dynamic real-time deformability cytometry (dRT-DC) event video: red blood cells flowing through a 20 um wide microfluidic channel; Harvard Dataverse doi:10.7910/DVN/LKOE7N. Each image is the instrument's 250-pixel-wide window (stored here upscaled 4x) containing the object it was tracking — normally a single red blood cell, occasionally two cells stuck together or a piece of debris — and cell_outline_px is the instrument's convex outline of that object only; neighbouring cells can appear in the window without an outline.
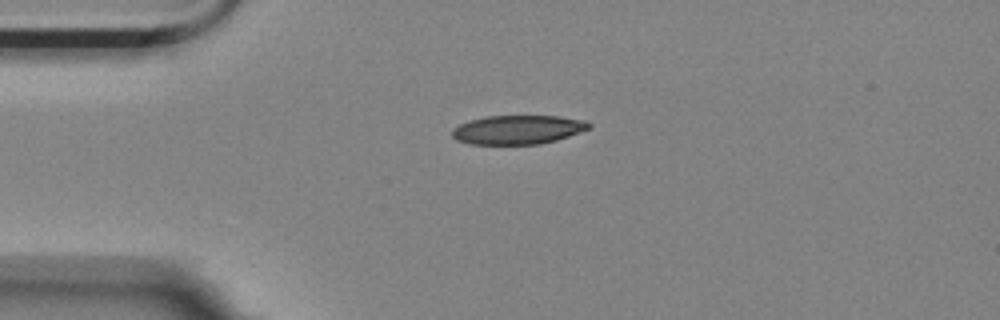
{"species": "Egyptian fruit bat (a non-hibernating species)", "species_latin": "Rousettus aegyptiacus", "temperature_condition": "room temperature", "stored_images_in_passage": 2, "camera_frame_rate_fps": 3000, "um_per_image_px": 0.085, "animal": {"sex": "female"}, "frame": {"image": 1, "passage_image": 1, "time_ms": 0.0, "image_size_px": [1000, 320], "cell_outline_px": [[592, 124], [588, 128], [580, 132], [556, 140], [540, 144], [468, 144], [456, 140], [452, 136], [452, 132], [460, 124], [468, 120], [484, 116], [560, 116], [584, 120]], "centroid_in_image_um": [44.0, 11.02], "position_along_channel_um": 41.0, "area_um2": 23.06}}